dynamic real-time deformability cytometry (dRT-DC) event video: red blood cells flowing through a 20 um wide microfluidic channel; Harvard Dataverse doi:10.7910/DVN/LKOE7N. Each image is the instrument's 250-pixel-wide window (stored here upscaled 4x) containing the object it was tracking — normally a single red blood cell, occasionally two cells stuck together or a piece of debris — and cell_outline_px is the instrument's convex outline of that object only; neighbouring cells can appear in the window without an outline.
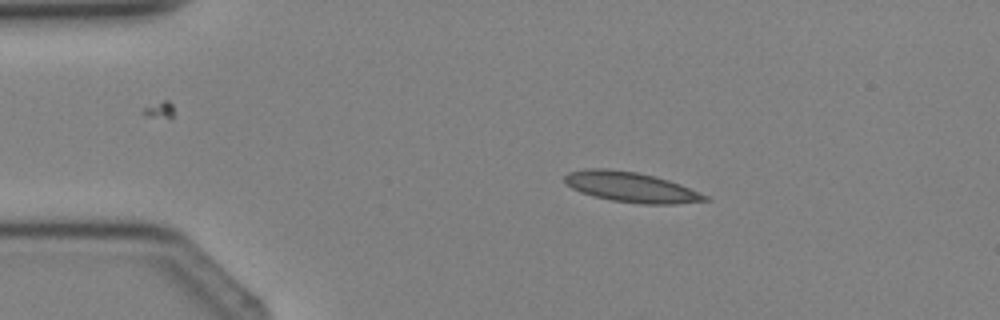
{"species": "Egyptian fruit bat (a non-hibernating species)", "species_latin": "Rousettus aegyptiacus", "temperature_condition": "cold", "stored_images_in_passage": 2, "camera_frame_rate_fps": 3000, "um_per_image_px": 0.085, "animal": {"sex": "female"}, "frame": {"image": 1, "passage_image": 1, "time_ms": 0.0, "image_size_px": [1000, 320], "cell_outline_px": [[712, 200], [676, 204], [640, 204], [612, 200], [580, 192], [572, 188], [564, 180], [564, 176], [568, 172], [584, 168], [608, 168], [636, 172], [656, 176], [680, 184], [708, 196]], "centroid_in_image_um": [53.65, 15.89], "position_along_channel_um": 31.4, "area_um2": 24.68}}